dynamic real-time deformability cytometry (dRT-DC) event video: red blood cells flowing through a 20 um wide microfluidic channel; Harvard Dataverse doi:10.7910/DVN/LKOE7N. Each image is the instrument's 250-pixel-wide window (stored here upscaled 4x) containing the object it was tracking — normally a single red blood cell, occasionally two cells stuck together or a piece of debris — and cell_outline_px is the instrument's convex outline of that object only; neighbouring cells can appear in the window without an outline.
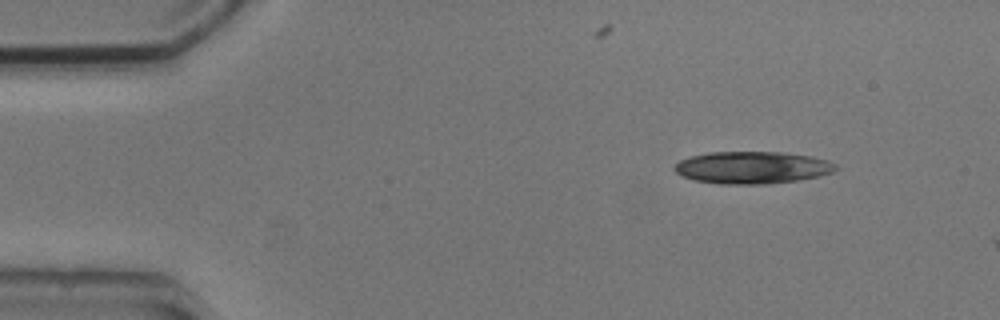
{"species": "common noctule bat (a hibernating species)", "species_latin": "Nyctalus noctula", "temperature_condition": "cold", "stored_images_in_passage": 2, "camera_frame_rate_fps": 3000, "um_per_image_px": 0.085, "animal": {"sex": "male", "body_mass_g": 20.5, "forearm_length_mm": 52.5}, "frame": {"image": 1, "passage_image": 2, "time_ms": 1.333, "image_size_px": [1000, 320], "cell_outline_px": [[840, 168], [832, 172], [820, 176], [796, 180], [764, 184], [720, 184], [696, 180], [684, 176], [676, 172], [672, 168], [680, 160], [692, 156], [708, 152], [784, 152], [812, 156], [828, 160], [836, 164]], "centroid_in_image_um": [63.98, 14.23], "position_along_channel_um": 21.0, "area_um2": 30.29}}